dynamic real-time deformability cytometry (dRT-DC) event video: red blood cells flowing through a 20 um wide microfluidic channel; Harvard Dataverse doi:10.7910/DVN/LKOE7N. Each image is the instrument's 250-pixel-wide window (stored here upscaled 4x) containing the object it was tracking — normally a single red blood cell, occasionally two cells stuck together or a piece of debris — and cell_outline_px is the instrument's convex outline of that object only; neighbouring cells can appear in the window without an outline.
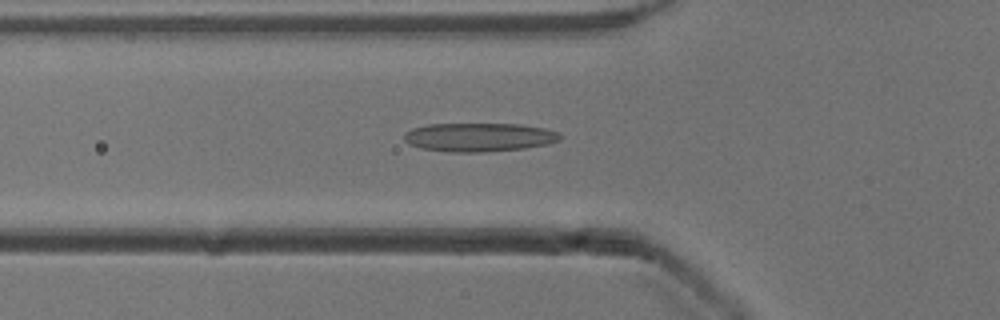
{"species": "common noctule bat (a hibernating species)", "species_latin": "Nyctalus noctula", "temperature_condition": "cold", "stored_images_in_passage": 51, "camera_frame_rate_fps": 3000, "um_per_image_px": 0.085, "animal": {"sex": "male", "body_mass_g": 13.3}, "frame": {"image": 1, "passage_image": 17, "time_ms": 5.333, "image_size_px": [1000, 320], "cell_outline_px": [[560, 140], [548, 144], [524, 148], [484, 152], [452, 152], [420, 148], [408, 144], [404, 140], [404, 132], [412, 128], [428, 124], [520, 124], [544, 128], [556, 132], [560, 136]], "centroid_in_image_um": [40.67, 11.66], "position_along_channel_um": 85.1, "area_um2": 26.07}}
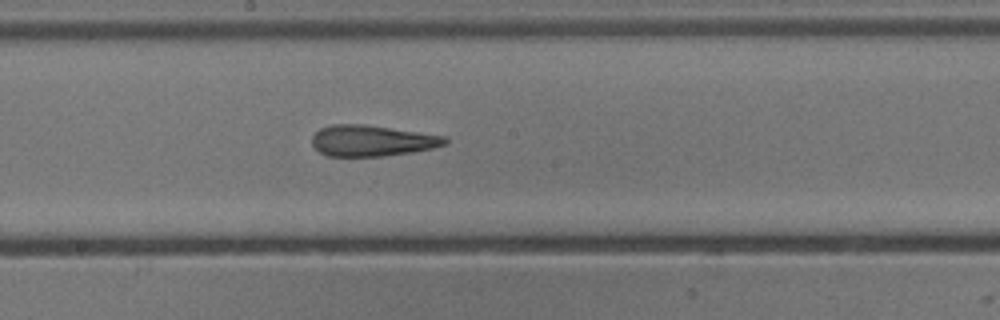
{"frame": {"image": 2, "passage_image": 27, "time_ms": 8.667, "image_size_px": [1000, 320], "cell_outline_px": [[448, 144], [432, 148], [412, 152], [384, 156], [328, 156], [320, 152], [312, 144], [312, 136], [320, 128], [332, 124], [364, 124], [448, 136]], "centroid_in_image_um": [31.65, 11.95], "position_along_channel_um": 216.6, "area_um2": 24.16}}
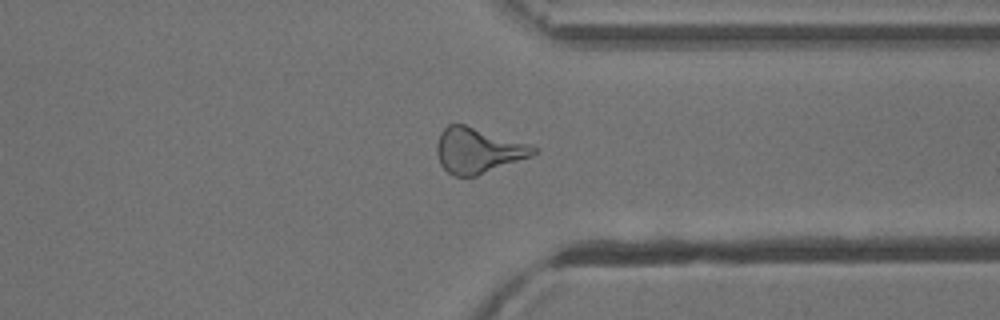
{"frame": {"image": 3, "passage_image": 39, "time_ms": 12.667, "image_size_px": [1000, 320], "cell_outline_px": [[540, 152], [532, 156], [476, 176], [452, 176], [440, 164], [436, 152], [436, 144], [440, 132], [448, 124], [464, 124], [528, 144], [540, 148]], "centroid_in_image_um": [40.62, 12.79], "position_along_channel_um": 370.8, "area_um2": 25.55}, "authors_computed_cell_mechanics": {"area_um2": 24.854, "velocity_mm_per_s": 3.9149, "shape_relaxation_time_tau1_ms": null, "shape_relaxation_time_tau2_ms": 3.1599, "deformation_change_tau1": null, "deformation_change_tau2": 0.1377}}